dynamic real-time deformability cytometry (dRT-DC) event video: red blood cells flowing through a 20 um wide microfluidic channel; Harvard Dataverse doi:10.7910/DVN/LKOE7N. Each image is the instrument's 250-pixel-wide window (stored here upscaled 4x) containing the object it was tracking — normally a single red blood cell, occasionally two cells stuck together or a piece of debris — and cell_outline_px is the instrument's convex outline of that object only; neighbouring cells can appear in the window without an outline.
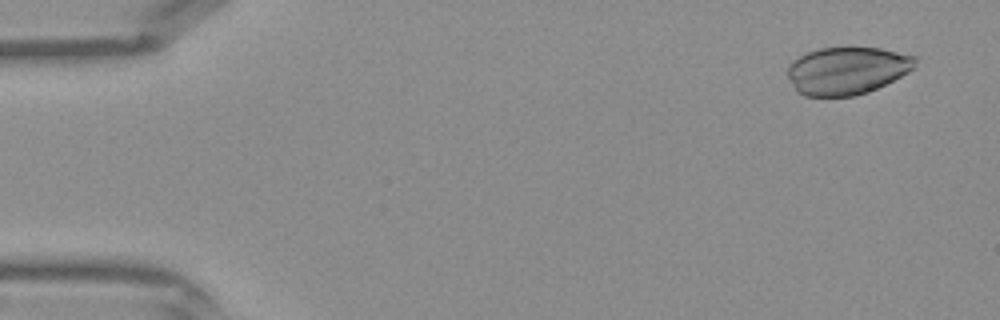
{"species": "Egyptian fruit bat (a non-hibernating species)", "species_latin": "Rousettus aegyptiacus", "temperature_condition": "warm", "stored_images_in_passage": 42, "camera_frame_rate_fps": 3000, "um_per_image_px": 0.085, "frame": {"image": 1, "passage_image": 3, "time_ms": 0.667, "image_size_px": [1000, 320], "cell_outline_px": [[920, 56], [916, 68], [868, 92], [856, 96], [804, 96], [796, 92], [788, 76], [788, 64], [792, 60], [808, 52], [820, 48], [848, 44], [880, 48]], "centroid_in_image_um": [72.03, 5.95], "position_along_channel_um": 13.0, "area_um2": 36.47}}